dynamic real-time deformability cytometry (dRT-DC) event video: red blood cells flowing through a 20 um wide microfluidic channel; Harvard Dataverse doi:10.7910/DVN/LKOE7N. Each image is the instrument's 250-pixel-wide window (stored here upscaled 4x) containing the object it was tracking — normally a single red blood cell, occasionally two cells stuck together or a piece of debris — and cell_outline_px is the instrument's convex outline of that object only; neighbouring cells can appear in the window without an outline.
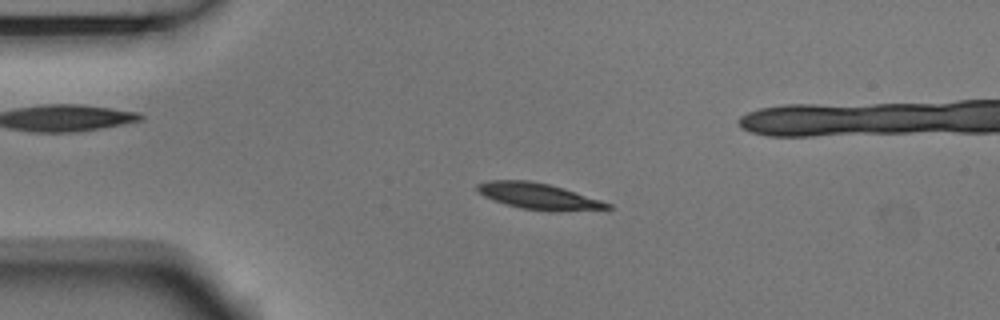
{"species": "Egyptian fruit bat (a non-hibernating species)", "species_latin": "Rousettus aegyptiacus", "temperature_condition": "room temperature", "stored_images_in_passage": 56, "camera_frame_rate_fps": 3000, "um_per_image_px": 0.085, "animal": {"sex": "male"}, "frame": {"image": 1, "passage_image": 12, "time_ms": 3.667, "image_size_px": [1000, 320], "cell_outline_px": [[612, 208], [560, 212], [548, 212], [520, 208], [504, 204], [492, 200], [476, 192], [476, 184], [488, 180], [528, 180], [548, 184], [564, 188], [612, 204]], "centroid_in_image_um": [45.73, 16.69], "position_along_channel_um": 39.3, "area_um2": 20.17}}
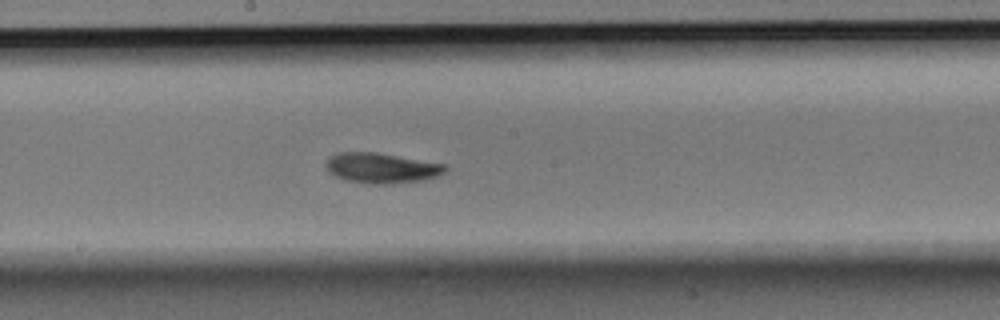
{"frame": {"image": 2, "passage_image": 29, "time_ms": 9.333, "image_size_px": [1000, 320], "cell_outline_px": [[448, 168], [444, 172], [436, 176], [424, 180], [392, 184], [368, 184], [344, 180], [328, 172], [324, 164], [328, 156], [336, 152], [376, 152], [448, 164]], "centroid_in_image_um": [32.4, 14.28], "position_along_channel_um": 215.8, "area_um2": 21.5}}
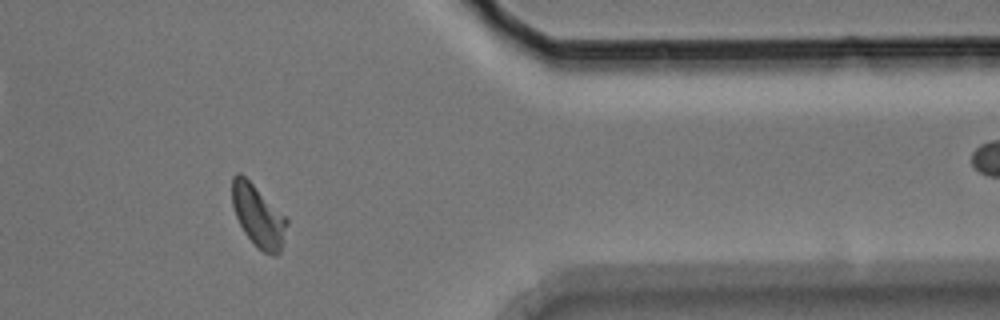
{"frame": {"image": 3, "passage_image": 45, "time_ms": 14.667, "image_size_px": [1000, 320], "cell_outline_px": [[288, 224], [280, 252], [276, 256], [272, 256], [256, 248], [244, 232], [236, 216], [232, 204], [232, 176], [236, 172], [240, 172], [288, 220]], "centroid_in_image_um": [21.93, 18.39], "position_along_channel_um": 389.5, "area_um2": 19.48}, "authors_computed_cell_mechanics": {"area_um2": 19.652, "velocity_mm_per_s": 3.6303, "shape_relaxation_time_tau1_ms": 3.3263, "shape_relaxation_time_tau2_ms": 6.2554, "deformation_change_tau1": 0.1113, "deformation_change_tau2": 0.1135}}